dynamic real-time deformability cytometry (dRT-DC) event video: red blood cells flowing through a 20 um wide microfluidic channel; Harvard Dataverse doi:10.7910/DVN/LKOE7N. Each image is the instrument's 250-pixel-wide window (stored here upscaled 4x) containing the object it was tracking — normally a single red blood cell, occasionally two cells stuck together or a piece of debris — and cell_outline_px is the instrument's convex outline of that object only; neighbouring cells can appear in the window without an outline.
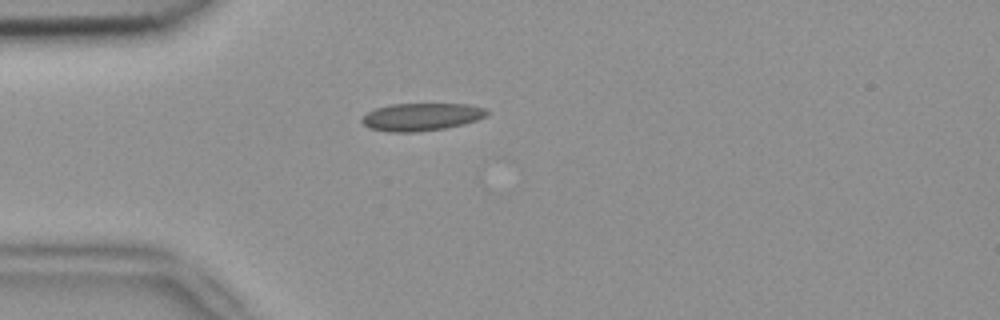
{"species": "common noctule bat (a hibernating species)", "species_latin": "Nyctalus noctula", "temperature_condition": "room temperature", "stored_images_in_passage": 1, "camera_frame_rate_fps": 3000, "um_per_image_px": 0.085, "animal": {"sex": "female", "body_mass_g": 18.4}, "frame": {"image": 1, "passage_image": 1, "time_ms": 0.0, "image_size_px": [1000, 320], "cell_outline_px": [[488, 116], [476, 120], [444, 128], [412, 132], [388, 132], [368, 128], [360, 120], [368, 112], [376, 108], [392, 104], [468, 104], [484, 108], [488, 112]], "centroid_in_image_um": [35.79, 9.93], "position_along_channel_um": 49.2, "area_um2": 19.94}}